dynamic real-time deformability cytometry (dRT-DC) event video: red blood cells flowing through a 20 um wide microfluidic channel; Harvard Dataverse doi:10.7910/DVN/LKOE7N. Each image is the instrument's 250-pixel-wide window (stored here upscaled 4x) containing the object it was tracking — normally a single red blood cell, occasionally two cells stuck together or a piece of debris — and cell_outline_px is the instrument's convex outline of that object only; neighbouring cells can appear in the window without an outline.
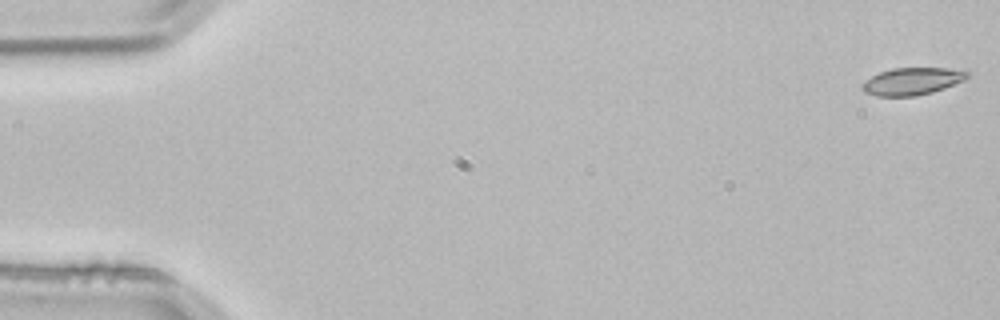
{"species": "common noctule bat (a hibernating species)", "species_latin": "Nyctalus noctula", "temperature_condition": "room temperature", "stored_images_in_passage": 4, "camera_frame_rate_fps": 3000, "um_per_image_px": 0.085, "animal": {"sex": "male", "body_mass_g": 21.5, "forearm_length_mm": 52.0}, "frame": {"image": 1, "passage_image": 1, "time_ms": 0.0, "image_size_px": [1000, 320], "cell_outline_px": [[972, 76], [964, 80], [944, 88], [932, 92], [916, 96], [876, 96], [864, 92], [860, 88], [860, 84], [864, 80], [880, 72], [892, 68], [964, 68], [972, 72]], "centroid_in_image_um": [77.59, 6.89], "position_along_channel_um": 7.4, "area_um2": 17.17}}
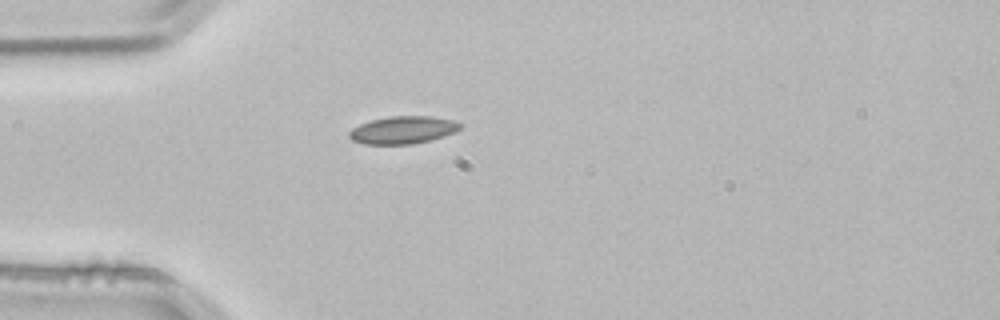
{"frame": {"image": 2, "passage_image": 4, "time_ms": 1.0, "image_size_px": [1000, 320], "cell_outline_px": [[460, 128], [444, 136], [412, 144], [364, 144], [352, 140], [348, 136], [348, 132], [352, 128], [360, 124], [372, 120], [388, 116], [432, 116], [452, 120], [460, 124]], "centroid_in_image_um": [34.19, 11.04], "position_along_channel_um": 50.8, "area_um2": 17.63}}